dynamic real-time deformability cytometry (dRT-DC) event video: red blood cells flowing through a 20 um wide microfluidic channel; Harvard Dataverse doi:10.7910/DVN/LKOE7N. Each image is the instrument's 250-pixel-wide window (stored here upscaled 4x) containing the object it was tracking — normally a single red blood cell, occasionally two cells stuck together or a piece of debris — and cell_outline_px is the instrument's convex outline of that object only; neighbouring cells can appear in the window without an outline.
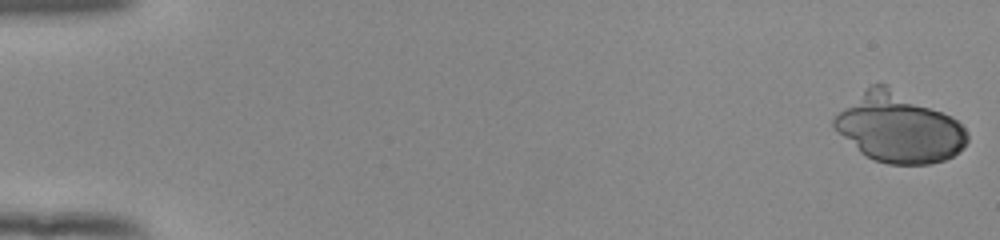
{"species": "human", "species_latin": "Homo sapiens", "temperature_condition": "room temperature", "stored_images_in_passage": 53, "camera_frame_rate_fps": 3000, "um_per_image_px": 0.085, "donor": {"sex": "female"}, "frame": {"image": 1, "passage_image": 1, "time_ms": 0.0, "image_size_px": [1000, 240], "cell_outline_px": [[968, 140], [964, 148], [952, 156], [944, 160], [928, 164], [888, 164], [872, 160], [860, 152], [832, 124], [832, 120], [844, 108], [872, 84], [884, 84], [952, 116], [964, 128], [968, 136]], "centroid_in_image_um": [76.44, 10.9], "position_along_channel_um": 8.6, "area_um2": 52.66}}
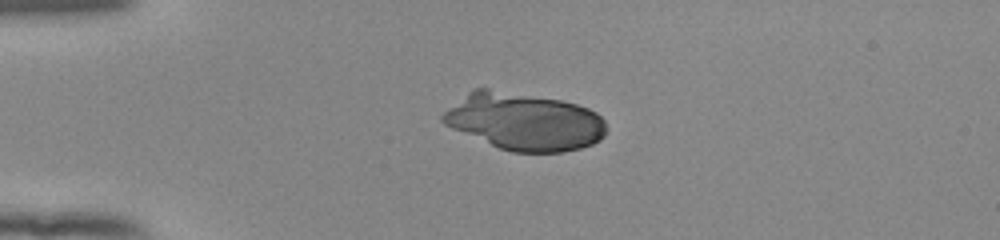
{"frame": {"image": 2, "passage_image": 14, "time_ms": 4.333, "image_size_px": [1000, 240], "cell_outline_px": [[608, 128], [604, 136], [600, 140], [592, 144], [580, 148], [560, 152], [512, 152], [500, 148], [452, 128], [444, 124], [440, 120], [440, 116], [448, 108], [472, 88], [488, 88], [560, 100], [576, 104], [588, 108], [596, 112], [604, 120]], "centroid_in_image_um": [44.56, 10.32], "position_along_channel_um": 40.4, "area_um2": 54.56}}